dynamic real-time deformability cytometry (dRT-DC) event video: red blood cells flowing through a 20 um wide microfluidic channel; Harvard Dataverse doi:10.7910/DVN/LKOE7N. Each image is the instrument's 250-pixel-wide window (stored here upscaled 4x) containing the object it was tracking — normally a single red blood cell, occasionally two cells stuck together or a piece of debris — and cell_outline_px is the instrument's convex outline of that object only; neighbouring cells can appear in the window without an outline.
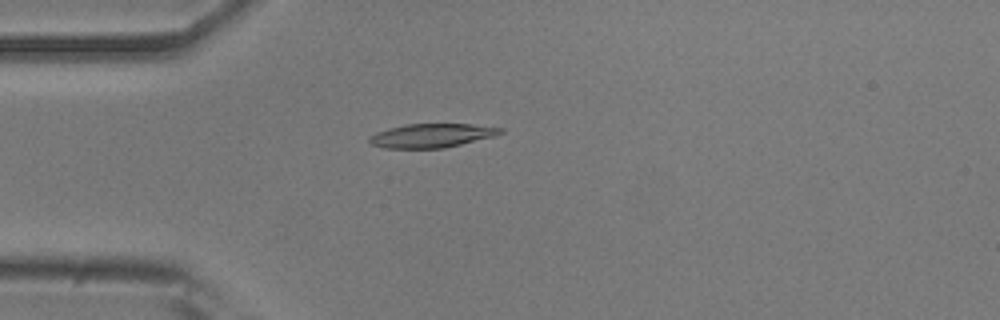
{"species": "common noctule bat (a hibernating species)", "species_latin": "Nyctalus noctula", "temperature_condition": "room temperature", "stored_images_in_passage": 54, "camera_frame_rate_fps": 3000, "um_per_image_px": 0.085, "animal": {"sex": "male", "body_mass_g": 20.5, "forearm_length_mm": 52.5}, "frame": {"image": 1, "passage_image": 14, "time_ms": 4.333, "image_size_px": [1000, 320], "cell_outline_px": [[504, 132], [496, 136], [444, 148], [384, 148], [368, 144], [368, 136], [376, 132], [388, 128], [404, 124], [472, 124], [504, 128]], "centroid_in_image_um": [36.67, 11.52], "position_along_channel_um": 48.3, "area_um2": 18.5}}
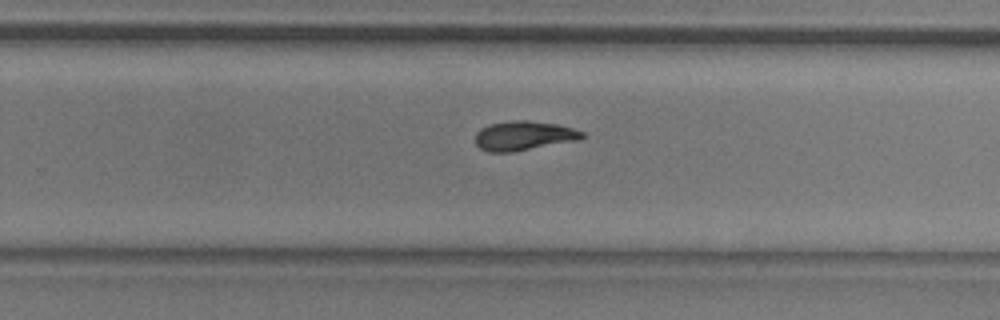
{"frame": {"image": 2, "passage_image": 34, "time_ms": 11.0, "image_size_px": [1000, 320], "cell_outline_px": [[584, 136], [580, 140], [512, 152], [488, 152], [480, 148], [476, 144], [476, 132], [480, 128], [488, 124], [512, 120], [528, 120], [556, 124], [572, 128], [584, 132]], "centroid_in_image_um": [44.51, 11.53], "position_along_channel_um": 285.3, "area_um2": 18.38}}
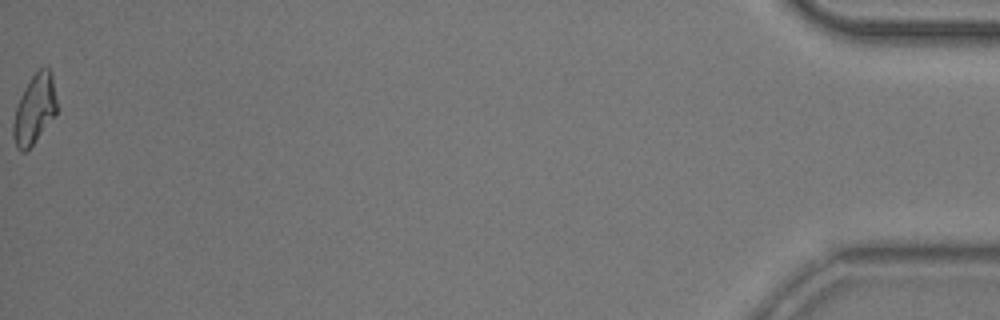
{"frame": {"image": 3, "passage_image": 54, "time_ms": 17.667, "image_size_px": [1000, 320], "cell_outline_px": [[56, 116], [32, 144], [24, 152], [20, 152], [16, 148], [12, 136], [12, 124], [16, 108], [20, 96], [32, 76], [44, 64], [52, 72], [56, 100]], "centroid_in_image_um": [2.93, 9.29], "position_along_channel_um": 432.3, "area_um2": 17.69}, "authors_computed_cell_mechanics": {"area_um2": 18.1492, "velocity_mm_per_s": 3.7296, "shape_relaxation_time_tau1_ms": 4.2674, "shape_relaxation_time_tau2_ms": 5.8086, "deformation_change_tau1": 0.1512, "deformation_change_tau2": 0.1196}}